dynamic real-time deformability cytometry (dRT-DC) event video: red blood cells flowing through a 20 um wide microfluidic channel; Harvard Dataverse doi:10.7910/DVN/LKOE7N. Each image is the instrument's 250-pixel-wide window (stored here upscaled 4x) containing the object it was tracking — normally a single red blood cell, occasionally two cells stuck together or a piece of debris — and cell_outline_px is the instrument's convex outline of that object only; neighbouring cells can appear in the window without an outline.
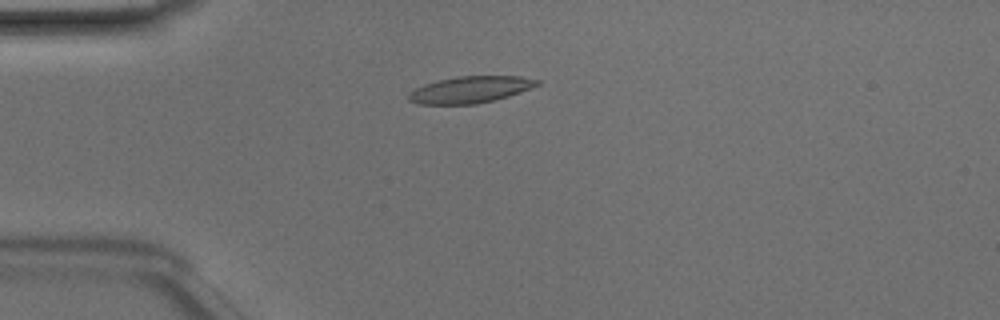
{"species": "Egyptian fruit bat (a non-hibernating species)", "species_latin": "Rousettus aegyptiacus", "temperature_condition": "room temperature", "stored_images_in_passage": 41, "camera_frame_rate_fps": 3000, "um_per_image_px": 0.085, "animal": {"sex": "male"}, "frame": {"image": 1, "passage_image": 5, "time_ms": 1.333, "image_size_px": [1000, 320], "cell_outline_px": [[540, 84], [520, 92], [496, 100], [476, 104], [416, 104], [408, 100], [408, 92], [424, 84], [456, 76], [520, 76], [540, 80]], "centroid_in_image_um": [39.96, 7.62], "position_along_channel_um": 45.0, "area_um2": 20.0}}
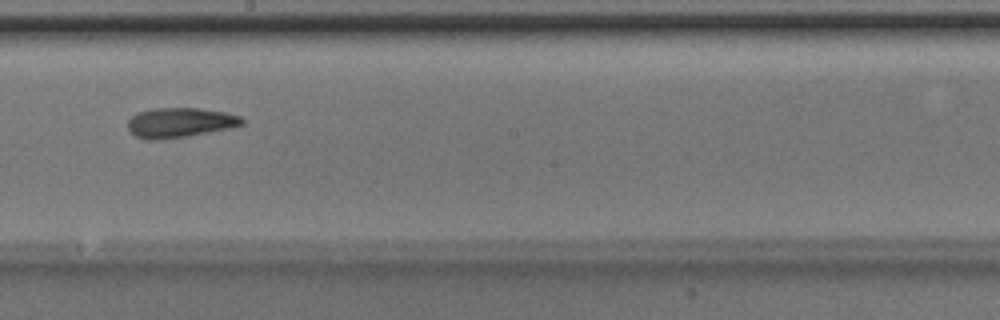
{"frame": {"image": 2, "passage_image": 20, "time_ms": 6.333, "image_size_px": [1000, 320], "cell_outline_px": [[244, 124], [232, 128], [188, 136], [160, 140], [144, 140], [128, 132], [128, 120], [136, 112], [152, 108], [200, 108], [224, 112], [240, 116], [244, 120]], "centroid_in_image_um": [15.26, 10.43], "position_along_channel_um": 232.9, "area_um2": 20.17}}
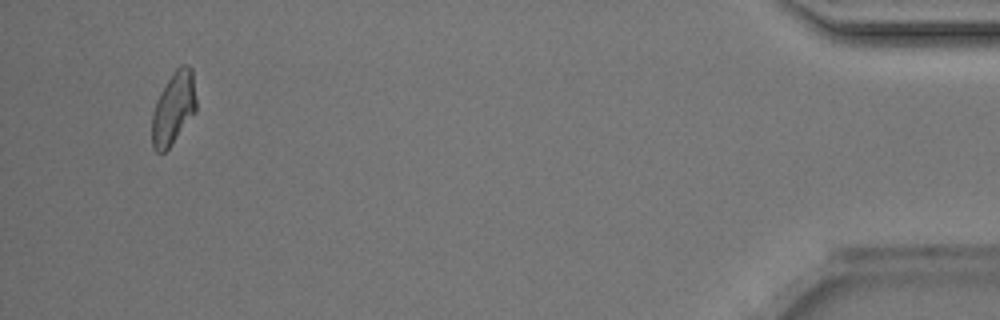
{"frame": {"image": 3, "passage_image": 39, "time_ms": 12.667, "image_size_px": [1000, 320], "cell_outline_px": [[196, 112], [168, 148], [164, 152], [156, 152], [152, 148], [152, 112], [156, 100], [160, 92], [176, 68], [180, 64], [188, 64], [192, 68], [196, 100]], "centroid_in_image_um": [14.74, 9.18], "position_along_channel_um": 420.5, "area_um2": 18.73}, "authors_computed_cell_mechanics": {"area_um2": 19.3052, "velocity_mm_per_s": 4.1638, "shape_relaxation_time_tau1_ms": 3.9688, "shape_relaxation_time_tau2_ms": null, "deformation_change_tau1": 0.1526, "deformation_change_tau2": null}}